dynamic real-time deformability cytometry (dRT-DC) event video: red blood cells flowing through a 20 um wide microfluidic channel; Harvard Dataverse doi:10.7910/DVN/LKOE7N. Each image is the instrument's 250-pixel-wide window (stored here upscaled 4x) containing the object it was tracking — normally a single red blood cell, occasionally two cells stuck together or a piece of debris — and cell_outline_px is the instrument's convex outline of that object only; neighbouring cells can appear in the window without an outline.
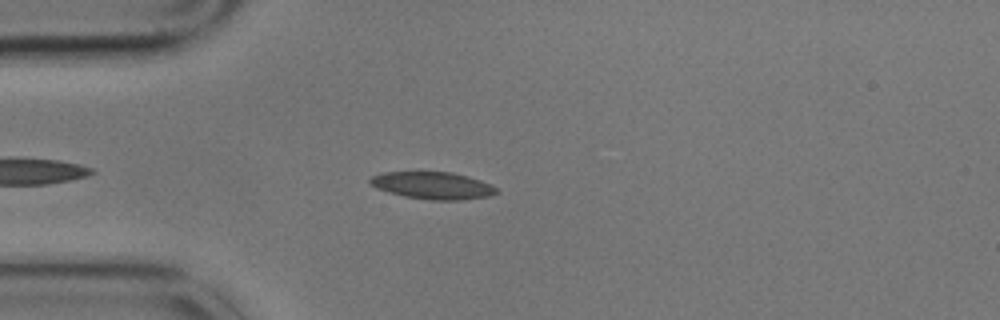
{"species": "common noctule bat (a hibernating species)", "species_latin": "Nyctalus noctula", "temperature_condition": "cold", "stored_images_in_passage": 9, "camera_frame_rate_fps": 3000, "um_per_image_px": 0.085, "animal": {"sex": "male", "body_mass_g": 17.9}, "frame": {"image": 1, "passage_image": 4, "time_ms": 1.0, "image_size_px": [1000, 320], "cell_outline_px": [[500, 192], [492, 196], [460, 200], [432, 200], [404, 196], [388, 192], [376, 188], [368, 184], [368, 180], [372, 176], [380, 172], [452, 172], [468, 176], [492, 184]], "centroid_in_image_um": [36.78, 15.77], "position_along_channel_um": 48.2, "area_um2": 20.29}}
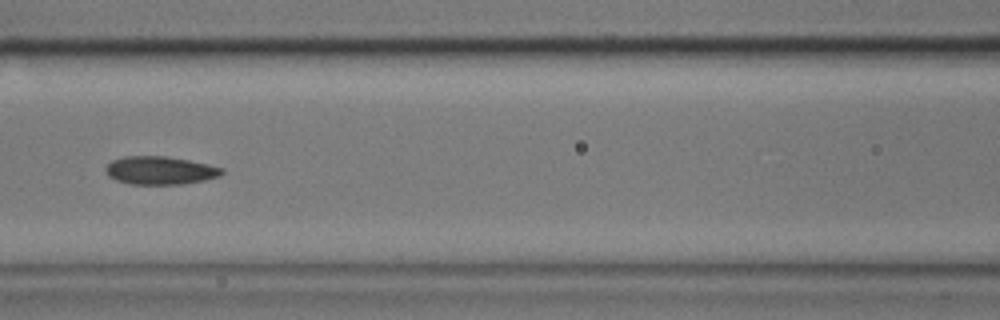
{"frame": {"image": 2, "passage_image": 7, "time_ms": 2.0, "image_size_px": [1000, 320], "cell_outline_px": [[224, 172], [220, 176], [204, 180], [180, 184], [128, 184], [116, 180], [108, 176], [104, 168], [112, 160], [124, 156], [164, 156], [188, 160], [208, 164], [224, 168]], "centroid_in_image_um": [13.59, 14.48], "position_along_channel_um": 153.0, "area_um2": 19.07}}